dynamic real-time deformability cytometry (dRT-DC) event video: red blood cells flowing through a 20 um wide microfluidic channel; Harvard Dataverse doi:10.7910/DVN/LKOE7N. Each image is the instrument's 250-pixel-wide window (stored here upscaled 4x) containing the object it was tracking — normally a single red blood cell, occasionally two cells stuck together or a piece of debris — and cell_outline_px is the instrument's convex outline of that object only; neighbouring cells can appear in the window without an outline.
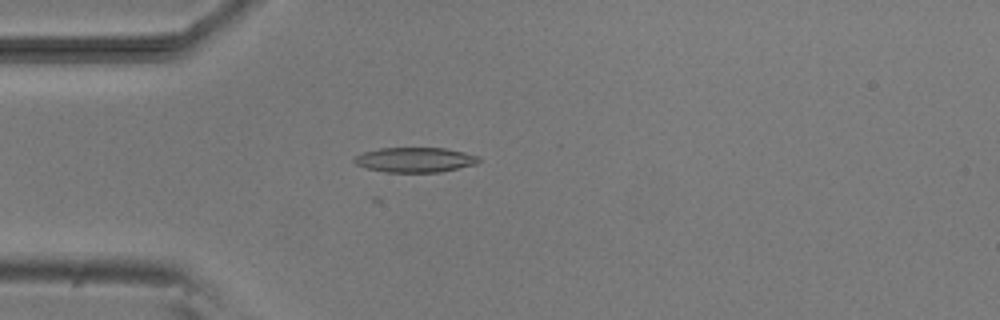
{"species": "common noctule bat (a hibernating species)", "species_latin": "Nyctalus noctula", "temperature_condition": "room temperature", "stored_images_in_passage": 5, "camera_frame_rate_fps": 3000, "um_per_image_px": 0.085, "animal": {"sex": "male", "body_mass_g": 20.5, "forearm_length_mm": 52.5}, "frame": {"image": 1, "passage_image": 4, "time_ms": 4.333, "image_size_px": [1000, 320], "cell_outline_px": [[480, 160], [476, 164], [440, 172], [384, 172], [364, 168], [356, 164], [352, 160], [356, 156], [364, 152], [380, 148], [444, 148], [464, 152], [480, 156]], "centroid_in_image_um": [35.26, 13.59], "position_along_channel_um": 49.7, "area_um2": 18.09}}